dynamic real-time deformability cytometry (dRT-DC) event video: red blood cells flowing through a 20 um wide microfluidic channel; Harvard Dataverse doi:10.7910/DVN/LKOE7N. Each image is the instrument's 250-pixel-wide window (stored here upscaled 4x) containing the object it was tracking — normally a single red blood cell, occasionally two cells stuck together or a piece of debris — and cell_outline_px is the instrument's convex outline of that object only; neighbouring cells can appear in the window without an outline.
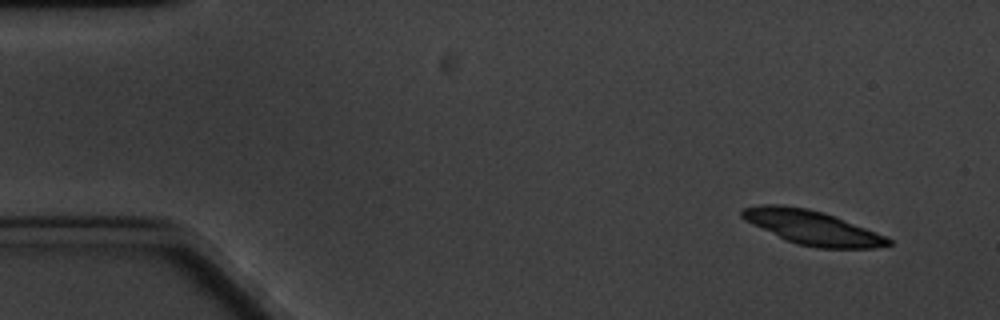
{"species": "common noctule bat (a hibernating species)", "species_latin": "Nyctalus noctula", "temperature_condition": "cold", "stored_images_in_passage": 6, "camera_frame_rate_fps": 3000, "um_per_image_px": 0.085, "animal": {"sex": "male", "body_mass_g": 20.1, "forearm_length_mm": 53.5}, "frame": {"image": 1, "passage_image": 1, "time_ms": 0.0, "image_size_px": [1000, 320], "cell_outline_px": [[892, 244], [876, 248], [816, 248], [796, 244], [752, 224], [744, 220], [740, 216], [740, 208], [760, 204], [780, 204], [808, 208], [824, 212], [836, 216], [884, 236], [892, 240]], "centroid_in_image_um": [68.99, 19.32], "position_along_channel_um": 16.0, "area_um2": 29.13}}